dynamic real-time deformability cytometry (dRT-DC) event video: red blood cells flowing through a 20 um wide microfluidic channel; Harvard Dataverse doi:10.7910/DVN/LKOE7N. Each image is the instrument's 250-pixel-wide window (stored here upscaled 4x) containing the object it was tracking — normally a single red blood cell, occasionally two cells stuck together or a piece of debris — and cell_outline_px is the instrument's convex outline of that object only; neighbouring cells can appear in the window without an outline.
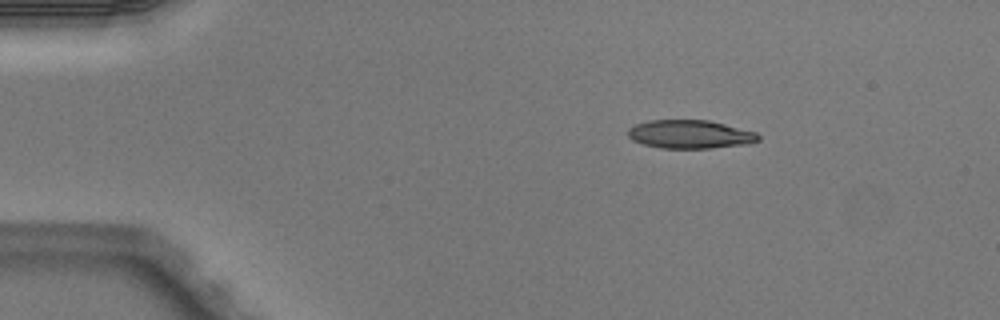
{"species": "Egyptian fruit bat (a non-hibernating species)", "species_latin": "Rousettus aegyptiacus", "temperature_condition": "warm", "stored_images_in_passage": 3, "camera_frame_rate_fps": 3000, "um_per_image_px": 0.085, "animal": {"sex": "male"}, "frame": {"image": 1, "passage_image": 1, "time_ms": 0.0, "image_size_px": [1000, 320], "cell_outline_px": [[760, 140], [748, 144], [712, 148], [660, 148], [644, 144], [632, 140], [628, 136], [628, 128], [636, 124], [648, 120], [708, 120], [756, 132], [760, 136]], "centroid_in_image_um": [58.65, 11.41], "position_along_channel_um": 26.3, "area_um2": 21.62}}
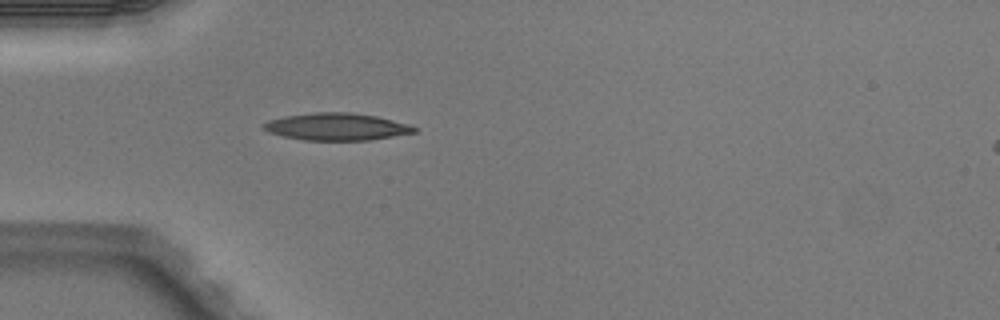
{"frame": {"image": 2, "passage_image": 3, "time_ms": 0.667, "image_size_px": [1000, 320], "cell_outline_px": [[416, 132], [368, 140], [304, 140], [284, 136], [268, 132], [260, 124], [268, 120], [284, 116], [312, 112], [348, 112], [376, 116], [408, 124], [416, 128]], "centroid_in_image_um": [28.56, 10.76], "position_along_channel_um": 56.4, "area_um2": 23.76}}